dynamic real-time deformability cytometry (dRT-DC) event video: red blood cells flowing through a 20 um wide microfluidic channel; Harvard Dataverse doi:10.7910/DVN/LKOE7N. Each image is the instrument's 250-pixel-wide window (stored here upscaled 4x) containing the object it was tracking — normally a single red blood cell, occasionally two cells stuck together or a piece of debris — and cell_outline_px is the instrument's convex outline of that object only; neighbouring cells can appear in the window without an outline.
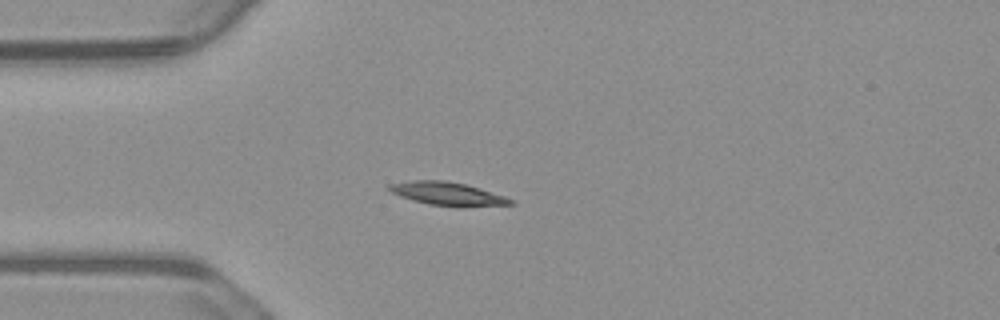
{"species": "common noctule bat (a hibernating species)", "species_latin": "Nyctalus noctula", "temperature_condition": "warm", "stored_images_in_passage": 3, "camera_frame_rate_fps": 3000, "um_per_image_px": 0.085, "animal": {"sex": "male", "body_mass_g": 23.1, "forearm_length_mm": 52.7}, "frame": {"image": 1, "passage_image": 1, "time_ms": 0.0, "image_size_px": [1000, 320], "cell_outline_px": [[516, 204], [464, 208], [460, 208], [428, 204], [412, 200], [400, 196], [384, 188], [388, 184], [408, 180], [444, 180], [464, 184], [480, 188], [516, 200]], "centroid_in_image_um": [38.06, 16.49], "position_along_channel_um": 46.9, "area_um2": 16.99}}